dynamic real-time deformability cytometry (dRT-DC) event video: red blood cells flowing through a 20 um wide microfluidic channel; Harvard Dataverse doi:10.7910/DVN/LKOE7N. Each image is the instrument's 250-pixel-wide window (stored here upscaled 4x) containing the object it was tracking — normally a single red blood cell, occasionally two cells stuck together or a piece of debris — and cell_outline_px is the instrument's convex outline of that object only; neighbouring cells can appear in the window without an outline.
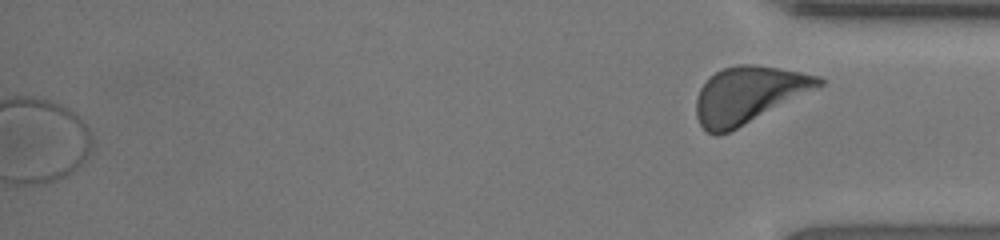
{"species": "human", "species_latin": "Homo sapiens", "temperature_condition": "room temperature", "stored_images_in_passage": 42, "segment_of_instrument_passage": [2, 2], "camera_frame_rate_fps": 3000, "um_per_image_px": 0.085, "donor": {"sex": "female"}, "frame": {"image": 1, "passage_image": 42, "time_ms": 13.667, "image_size_px": [1000, 240], "cell_outline_px": [[824, 84], [728, 132], [716, 136], [708, 132], [700, 124], [696, 116], [696, 100], [700, 88], [716, 72], [724, 68], [736, 64], [756, 64], [800, 72], [820, 76], [824, 80]], "centroid_in_image_um": [63.59, 8.04], "position_along_channel_um": 371.6, "area_um2": 39.59}}